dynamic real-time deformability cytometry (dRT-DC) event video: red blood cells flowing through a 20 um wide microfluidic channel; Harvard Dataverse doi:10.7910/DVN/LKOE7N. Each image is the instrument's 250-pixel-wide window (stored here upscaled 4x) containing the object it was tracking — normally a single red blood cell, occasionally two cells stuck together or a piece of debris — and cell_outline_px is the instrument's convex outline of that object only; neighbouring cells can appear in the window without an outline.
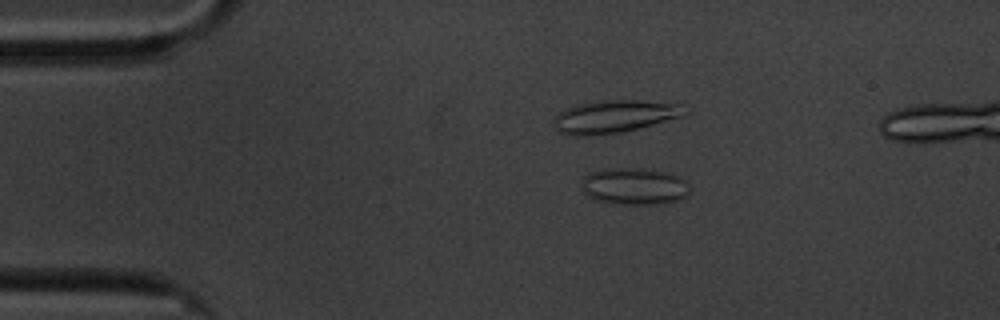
{"species": "common noctule bat (a hibernating species)", "species_latin": "Nyctalus noctula", "temperature_condition": "cold", "stored_images_in_passage": 48, "camera_frame_rate_fps": 3000, "um_per_image_px": 0.085, "animal": {"sex": "male", "body_mass_g": 20.1, "forearm_length_mm": 53.5}, "frame": {"image": 1, "passage_image": 4, "time_ms": 1.0, "image_size_px": [1000, 320], "cell_outline_px": [[688, 192], [680, 200], [660, 204], [616, 204], [596, 200], [588, 196], [584, 192], [584, 176], [588, 172], [604, 168], [640, 168], [672, 172], [684, 180], [688, 184]], "centroid_in_image_um": [53.93, 15.82], "position_along_channel_um": 31.1, "area_um2": 23.41}}